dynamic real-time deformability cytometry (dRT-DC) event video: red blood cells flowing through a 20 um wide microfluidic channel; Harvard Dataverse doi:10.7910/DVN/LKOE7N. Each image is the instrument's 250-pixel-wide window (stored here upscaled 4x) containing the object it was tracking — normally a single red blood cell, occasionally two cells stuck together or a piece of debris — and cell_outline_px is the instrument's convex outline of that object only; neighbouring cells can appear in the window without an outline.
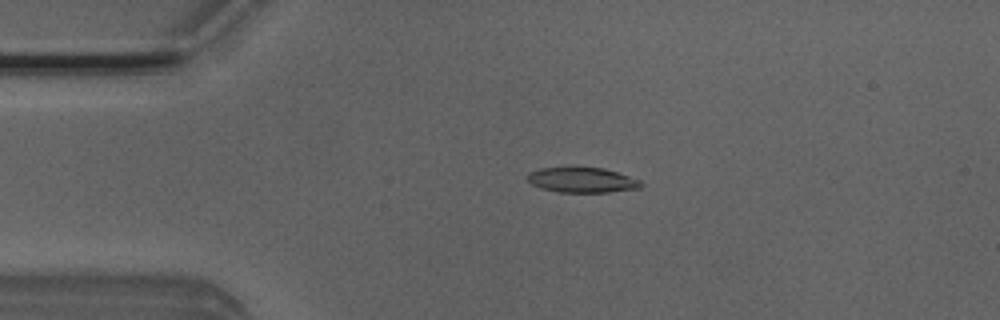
{"species": "Egyptian fruit bat (a non-hibernating species)", "species_latin": "Rousettus aegyptiacus", "temperature_condition": "room temperature", "stored_images_in_passage": 51, "camera_frame_rate_fps": 3000, "um_per_image_px": 0.085, "animal": {"sex": "male"}, "frame": {"image": 1, "passage_image": 11, "time_ms": 3.333, "image_size_px": [1000, 320], "cell_outline_px": [[644, 184], [640, 188], [608, 192], [560, 192], [544, 188], [532, 184], [528, 180], [528, 172], [540, 168], [568, 164], [572, 164], [604, 168], [640, 180]], "centroid_in_image_um": [49.45, 15.24], "position_along_channel_um": 35.5, "area_um2": 17.28}}
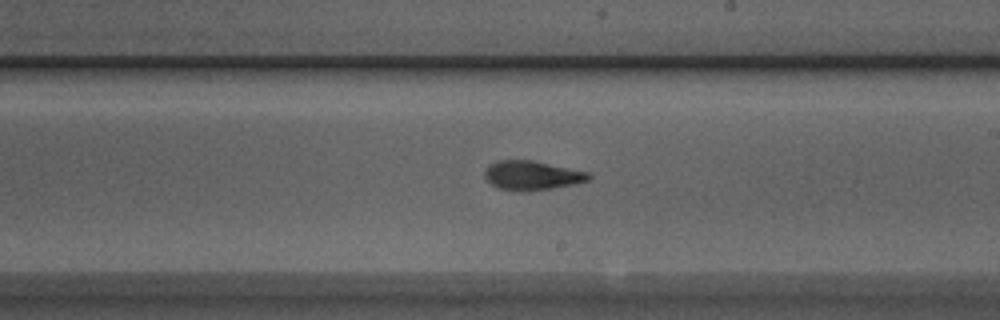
{"frame": {"image": 2, "passage_image": 29, "time_ms": 9.333, "image_size_px": [1000, 320], "cell_outline_px": [[592, 176], [588, 180], [572, 184], [552, 188], [528, 192], [516, 192], [496, 188], [484, 176], [484, 172], [488, 164], [496, 160], [532, 160], [588, 172]], "centroid_in_image_um": [45.16, 14.92], "position_along_channel_um": 243.8, "area_um2": 17.86}}
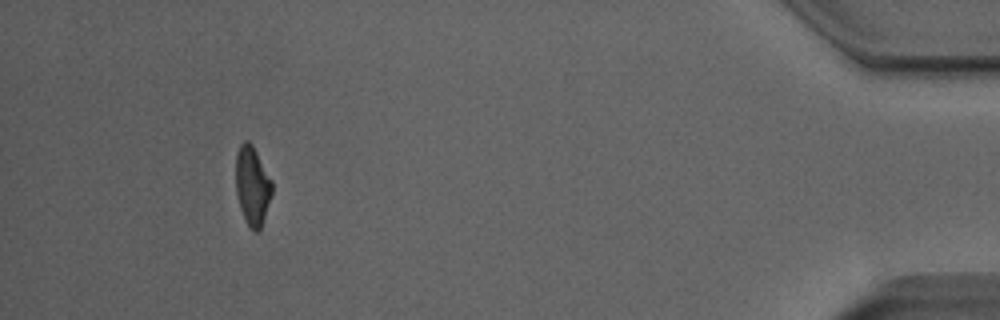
{"frame": {"image": 3, "passage_image": 47, "time_ms": 15.333, "image_size_px": [1000, 320], "cell_outline_px": [[272, 192], [260, 228], [256, 232], [244, 220], [240, 208], [236, 192], [236, 152], [240, 144], [244, 140], [248, 140], [252, 144], [272, 180]], "centroid_in_image_um": [21.43, 15.73], "position_along_channel_um": 413.8, "area_um2": 16.47}, "authors_computed_cell_mechanics": {"area_um2": 17.2822, "velocity_mm_per_s": 4.0235, "shape_relaxation_time_tau1_ms": 4.0737, "shape_relaxation_time_tau2_ms": 1.7432, "deformation_change_tau1": 0.1758, "deformation_change_tau2": 0.0743}}